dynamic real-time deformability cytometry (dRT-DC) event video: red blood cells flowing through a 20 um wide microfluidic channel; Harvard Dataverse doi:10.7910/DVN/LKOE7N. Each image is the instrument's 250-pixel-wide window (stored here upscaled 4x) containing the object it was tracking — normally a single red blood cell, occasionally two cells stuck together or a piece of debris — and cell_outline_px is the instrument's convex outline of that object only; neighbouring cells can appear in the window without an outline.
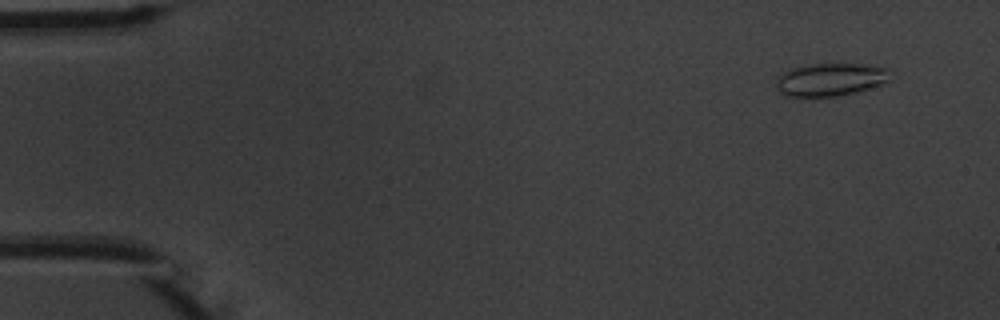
{"species": "common noctule bat (a hibernating species)", "species_latin": "Nyctalus noctula", "temperature_condition": "warm", "stored_images_in_passage": 9, "camera_frame_rate_fps": 3000, "um_per_image_px": 0.085, "animal": {"sex": "male", "body_mass_g": 20.1, "forearm_length_mm": 53.5}, "frame": {"image": 1, "passage_image": 1, "time_ms": 0.0, "image_size_px": [1000, 320], "cell_outline_px": [[892, 72], [888, 80], [884, 84], [856, 92], [836, 96], [784, 96], [780, 92], [776, 84], [776, 76], [792, 68], [812, 64], [860, 64], [888, 68]], "centroid_in_image_um": [70.6, 6.76], "position_along_channel_um": 14.4, "area_um2": 21.85}}
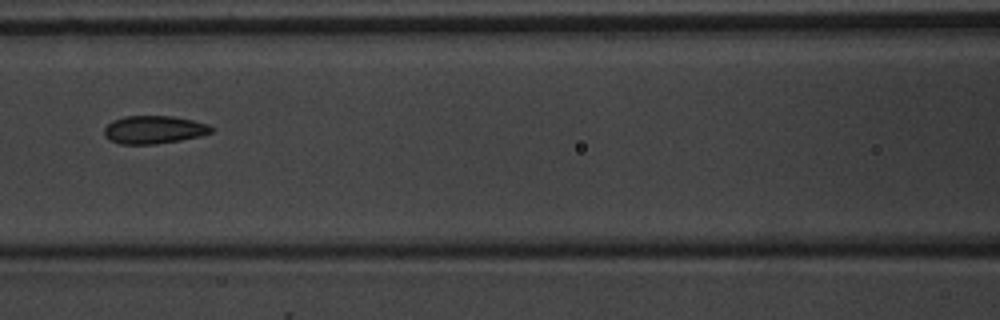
{"frame": {"image": 2, "passage_image": 6, "time_ms": 6.667, "image_size_px": [1000, 320], "cell_outline_px": [[216, 128], [212, 132], [200, 136], [180, 140], [156, 144], [120, 144], [108, 140], [104, 136], [104, 128], [112, 120], [124, 116], [176, 116], [208, 124]], "centroid_in_image_um": [13.08, 11.02], "position_along_channel_um": 153.5, "area_um2": 17.69}}
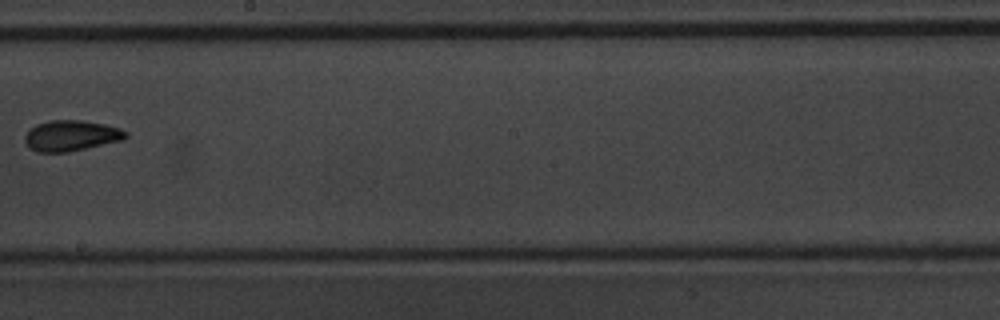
{"frame": {"image": 3, "passage_image": 8, "time_ms": 9.0, "image_size_px": [1000, 320], "cell_outline_px": [[128, 136], [120, 140], [68, 152], [36, 152], [28, 148], [24, 140], [24, 136], [36, 124], [48, 120], [80, 120], [104, 124], [120, 128], [128, 132]], "centroid_in_image_um": [6.01, 11.53], "position_along_channel_um": 242.2, "area_um2": 17.98}}